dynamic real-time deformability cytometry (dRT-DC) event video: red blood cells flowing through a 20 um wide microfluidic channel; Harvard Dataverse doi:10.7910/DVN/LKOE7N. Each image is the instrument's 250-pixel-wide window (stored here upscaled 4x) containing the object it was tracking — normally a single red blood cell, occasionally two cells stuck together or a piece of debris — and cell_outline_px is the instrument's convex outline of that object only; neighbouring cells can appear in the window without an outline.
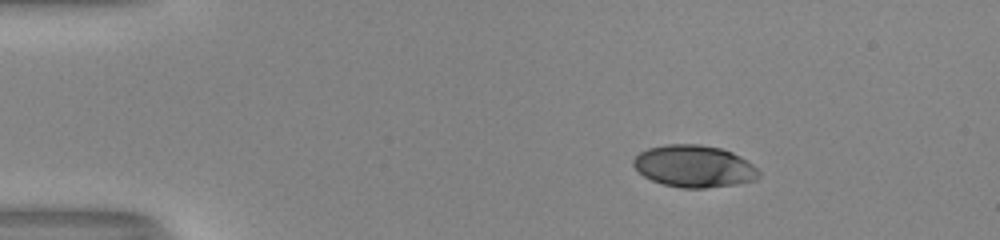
{"species": "human", "species_latin": "Homo sapiens", "temperature_condition": "room temperature", "stored_images_in_passage": 44, "camera_frame_rate_fps": 3000, "um_per_image_px": 0.085, "donor": {"sex": "male"}, "frame": {"image": 1, "passage_image": 1, "time_ms": 0.0, "image_size_px": [1000, 240], "cell_outline_px": [[760, 176], [756, 180], [736, 184], [704, 188], [680, 188], [664, 184], [652, 180], [644, 176], [632, 164], [632, 160], [640, 152], [648, 148], [668, 144], [700, 144], [720, 148], [732, 152], [740, 156], [752, 164], [760, 172]], "centroid_in_image_um": [59.01, 14.13], "position_along_channel_um": 26.0, "area_um2": 30.69}}
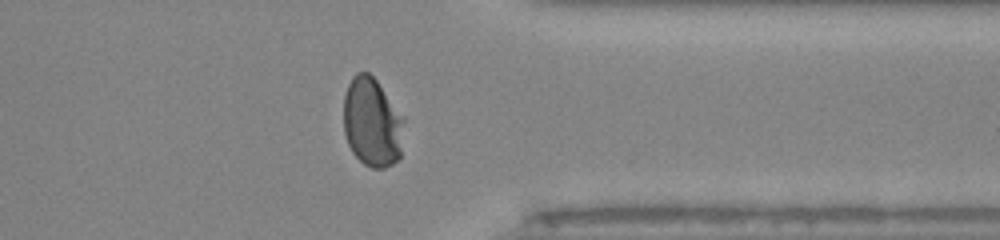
{"frame": {"image": 2, "passage_image": 34, "time_ms": 11.0, "image_size_px": [1000, 240], "cell_outline_px": [[404, 120], [400, 156], [392, 164], [384, 168], [372, 168], [364, 164], [352, 152], [348, 144], [344, 132], [344, 96], [348, 84], [352, 76], [356, 72], [368, 72], [376, 80]], "centroid_in_image_um": [31.6, 10.41], "position_along_channel_um": 379.8, "area_um2": 31.04}}
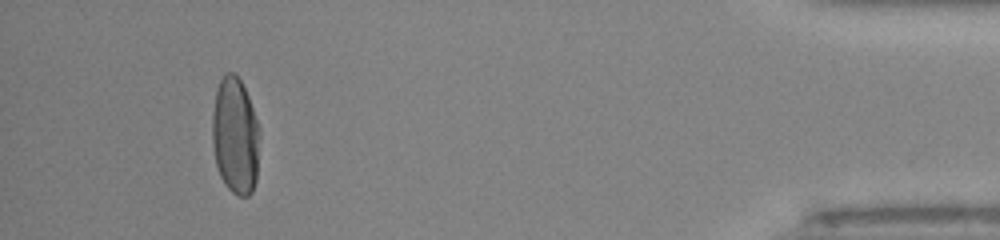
{"frame": {"image": 3, "passage_image": 41, "time_ms": 13.333, "image_size_px": [1000, 240], "cell_outline_px": [[260, 132], [256, 180], [252, 192], [248, 196], [236, 196], [224, 184], [220, 176], [216, 164], [212, 144], [212, 112], [216, 88], [224, 72], [232, 72], [240, 80], [248, 96], [260, 128]], "centroid_in_image_um": [19.99, 11.55], "position_along_channel_um": 415.2, "area_um2": 32.66}, "authors_computed_cell_mechanics": {"area_um2": 31.7611, "velocity_mm_per_s": 4.0459, "shape_relaxation_time_tau1_ms": 3.7371, "shape_relaxation_time_tau2_ms": null, "deformation_change_tau1": 0.2021, "deformation_change_tau2": null}}